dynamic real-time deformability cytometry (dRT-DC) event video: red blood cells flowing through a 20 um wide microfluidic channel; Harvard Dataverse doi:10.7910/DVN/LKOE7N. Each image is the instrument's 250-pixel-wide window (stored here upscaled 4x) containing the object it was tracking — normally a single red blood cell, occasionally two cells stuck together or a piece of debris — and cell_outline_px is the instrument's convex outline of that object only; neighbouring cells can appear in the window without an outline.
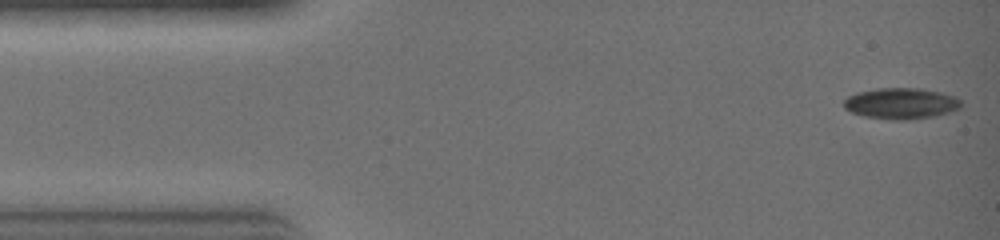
{"species": "common noctule bat (a hibernating species)", "species_latin": "Nyctalus noctula", "temperature_condition": "warm", "stored_images_in_passage": 10, "camera_frame_rate_fps": 3000, "um_per_image_px": 0.085, "animal": {"sex": "female", "body_mass_g": 19.0, "forearm_length_mm": 51.5}, "frame": {"image": 1, "passage_image": 1, "time_ms": 0.0, "image_size_px": [1000, 240], "cell_outline_px": [[960, 108], [948, 112], [932, 116], [896, 120], [864, 116], [852, 112], [844, 108], [844, 100], [848, 96], [856, 92], [876, 88], [920, 88], [940, 92], [952, 96], [960, 100]], "centroid_in_image_um": [76.54, 8.77], "position_along_channel_um": 8.5, "area_um2": 20.87}}
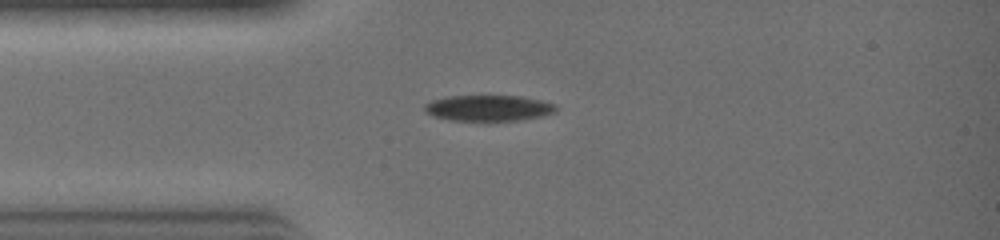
{"frame": {"image": 2, "passage_image": 7, "time_ms": 2.0, "image_size_px": [1000, 240], "cell_outline_px": [[556, 112], [540, 116], [520, 120], [452, 120], [436, 116], [428, 112], [424, 108], [424, 104], [432, 100], [452, 96], [520, 96], [540, 100], [556, 104]], "centroid_in_image_um": [41.56, 9.17], "position_along_channel_um": 43.4, "area_um2": 19.42}}
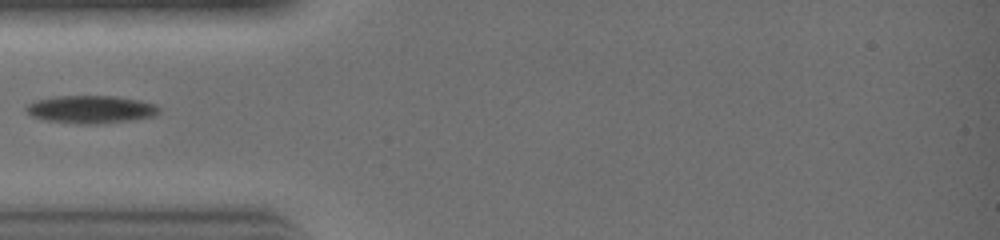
{"frame": {"image": 3, "passage_image": 9, "time_ms": 2.667, "image_size_px": [1000, 240], "cell_outline_px": [[160, 112], [156, 116], [132, 120], [100, 124], [80, 124], [44, 120], [32, 116], [24, 108], [28, 104], [36, 100], [56, 96], [116, 96], [140, 100], [156, 104], [160, 108]], "centroid_in_image_um": [7.76, 9.3], "position_along_channel_um": 77.2, "area_um2": 21.73}}